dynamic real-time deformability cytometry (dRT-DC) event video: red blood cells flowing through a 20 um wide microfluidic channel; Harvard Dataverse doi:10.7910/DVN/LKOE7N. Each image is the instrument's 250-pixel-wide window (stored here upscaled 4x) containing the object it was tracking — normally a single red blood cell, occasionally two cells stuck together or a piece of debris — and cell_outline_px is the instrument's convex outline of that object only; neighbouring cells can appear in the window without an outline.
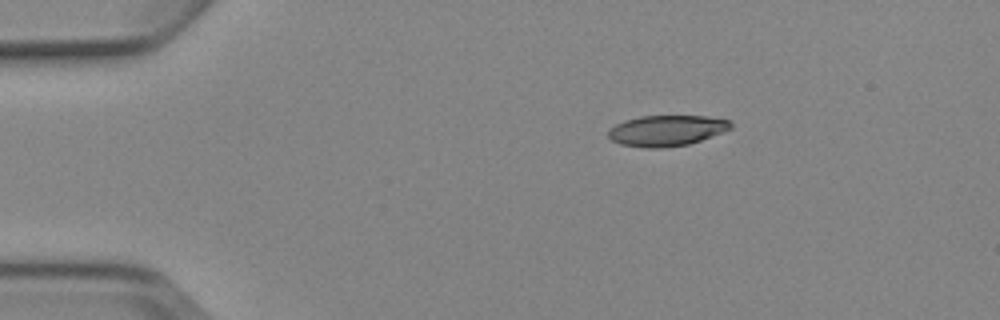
{"species": "Egyptian fruit bat (a non-hibernating species)", "species_latin": "Rousettus aegyptiacus", "temperature_condition": "cold", "stored_images_in_passage": 3, "camera_frame_rate_fps": 3000, "um_per_image_px": 0.085, "animal": {"sex": "female"}, "frame": {"image": 1, "passage_image": 1, "time_ms": 0.0, "image_size_px": [1000, 320], "cell_outline_px": [[732, 128], [700, 140], [688, 144], [660, 148], [648, 148], [620, 144], [612, 140], [608, 136], [608, 128], [624, 120], [640, 116], [708, 116], [728, 120], [732, 124]], "centroid_in_image_um": [56.62, 11.09], "position_along_channel_um": 28.4, "area_um2": 21.85}}